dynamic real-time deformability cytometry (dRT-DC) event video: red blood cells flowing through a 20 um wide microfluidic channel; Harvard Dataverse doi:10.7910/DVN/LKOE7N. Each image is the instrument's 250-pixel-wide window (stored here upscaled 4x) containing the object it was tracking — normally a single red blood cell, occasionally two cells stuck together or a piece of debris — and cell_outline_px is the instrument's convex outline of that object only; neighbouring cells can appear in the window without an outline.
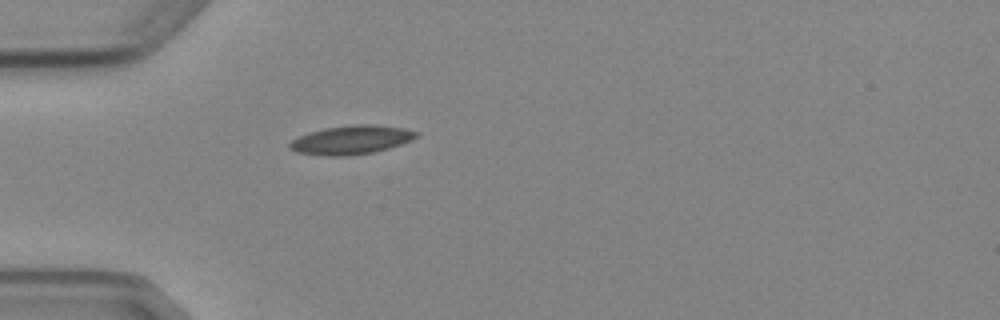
{"species": "Egyptian fruit bat (a non-hibernating species)", "species_latin": "Rousettus aegyptiacus", "temperature_condition": "cold", "stored_images_in_passage": 1, "camera_frame_rate_fps": 3000, "um_per_image_px": 0.085, "animal": {"sex": "female"}, "frame": {"image": 1, "passage_image": 1, "time_ms": 0.0, "image_size_px": [1000, 320], "cell_outline_px": [[420, 136], [412, 140], [388, 148], [372, 152], [348, 156], [324, 156], [296, 152], [288, 148], [288, 144], [292, 140], [308, 132], [324, 128], [352, 124], [376, 124], [404, 128], [420, 132]], "centroid_in_image_um": [29.87, 11.88], "position_along_channel_um": 55.1, "area_um2": 21.5}}